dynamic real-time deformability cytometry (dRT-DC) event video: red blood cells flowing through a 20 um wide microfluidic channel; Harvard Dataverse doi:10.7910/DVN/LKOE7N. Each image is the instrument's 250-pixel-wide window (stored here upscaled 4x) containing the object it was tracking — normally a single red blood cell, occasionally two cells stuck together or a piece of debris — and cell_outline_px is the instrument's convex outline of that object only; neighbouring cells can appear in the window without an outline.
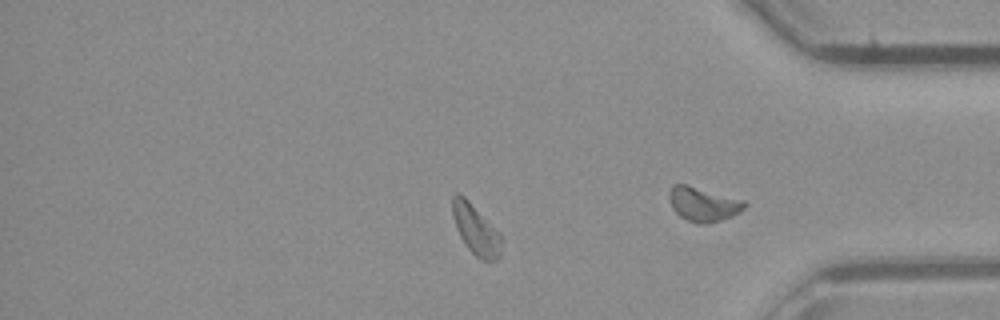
{"species": "common noctule bat (a hibernating species)", "species_latin": "Nyctalus noctula", "temperature_condition": "room temperature", "stored_images_in_passage": 28, "camera_frame_rate_fps": 3000, "um_per_image_px": 0.085, "animal": {"sex": "male", "body_mass_g": 23.1, "forearm_length_mm": 52.7}, "frame": {"image": 1, "passage_image": 24, "time_ms": 7.667, "image_size_px": [1000, 320], "cell_outline_px": [[504, 240], [500, 260], [484, 260], [476, 256], [468, 248], [460, 236], [456, 228], [452, 216], [452, 196], [456, 192], [460, 192], [500, 232]], "centroid_in_image_um": [40.48, 19.52], "position_along_channel_um": 394.7, "area_um2": 14.62}}